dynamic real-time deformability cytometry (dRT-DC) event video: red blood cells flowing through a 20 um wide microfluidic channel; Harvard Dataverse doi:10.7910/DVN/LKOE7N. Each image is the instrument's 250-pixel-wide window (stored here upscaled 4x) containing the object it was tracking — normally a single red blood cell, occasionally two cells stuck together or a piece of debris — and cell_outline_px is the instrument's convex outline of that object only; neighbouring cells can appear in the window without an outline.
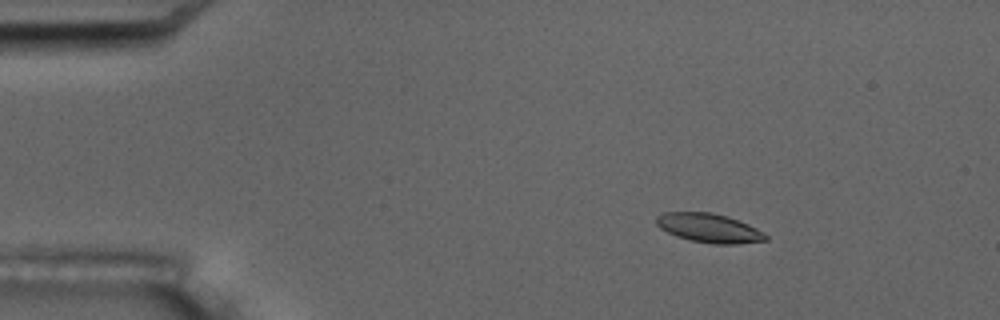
{"species": "common noctule bat (a hibernating species)", "species_latin": "Nyctalus noctula", "temperature_condition": "room temperature", "stored_images_in_passage": 9, "camera_frame_rate_fps": 3000, "um_per_image_px": 0.085, "animal": {"sex": "male", "body_mass_g": 17.5, "forearm_length_mm": 52.3}, "frame": {"image": 1, "passage_image": 3, "time_ms": 2.333, "image_size_px": [1000, 320], "cell_outline_px": [[768, 240], [736, 244], [712, 244], [692, 240], [676, 236], [660, 228], [656, 224], [656, 216], [664, 212], [712, 212], [748, 224], [764, 232], [768, 236]], "centroid_in_image_um": [60.27, 19.38], "position_along_channel_um": 24.7, "area_um2": 18.38}}
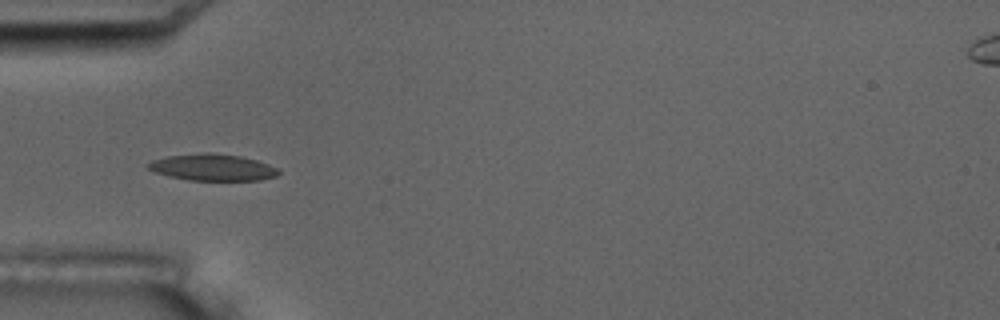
{"frame": {"image": 2, "passage_image": 6, "time_ms": 5.667, "image_size_px": [1000, 320], "cell_outline_px": [[280, 172], [276, 176], [260, 180], [188, 180], [168, 176], [156, 172], [148, 168], [144, 164], [152, 160], [168, 156], [204, 152], [208, 152], [240, 156], [256, 160], [268, 164], [276, 168]], "centroid_in_image_um": [18.04, 14.22], "position_along_channel_um": 67.0, "area_um2": 20.17}}
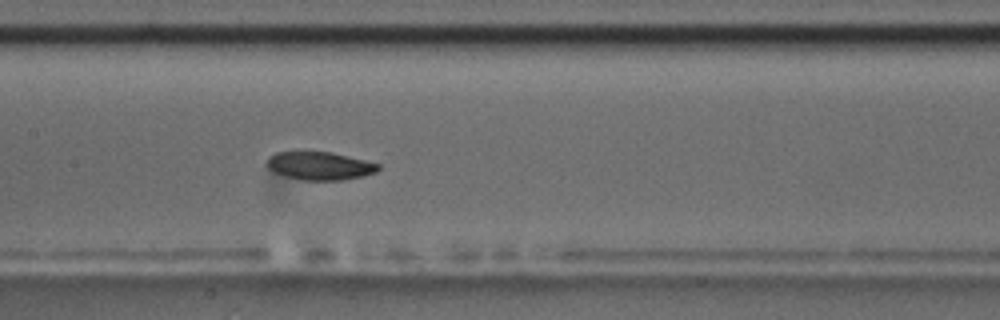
{"frame": {"image": 3, "passage_image": 9, "time_ms": 9.0, "image_size_px": [1000, 320], "cell_outline_px": [[380, 168], [376, 172], [364, 176], [344, 180], [304, 180], [284, 176], [272, 172], [268, 168], [268, 156], [276, 152], [332, 152], [380, 164]], "centroid_in_image_um": [27.18, 14.1], "position_along_channel_um": 180.2, "area_um2": 18.26}}